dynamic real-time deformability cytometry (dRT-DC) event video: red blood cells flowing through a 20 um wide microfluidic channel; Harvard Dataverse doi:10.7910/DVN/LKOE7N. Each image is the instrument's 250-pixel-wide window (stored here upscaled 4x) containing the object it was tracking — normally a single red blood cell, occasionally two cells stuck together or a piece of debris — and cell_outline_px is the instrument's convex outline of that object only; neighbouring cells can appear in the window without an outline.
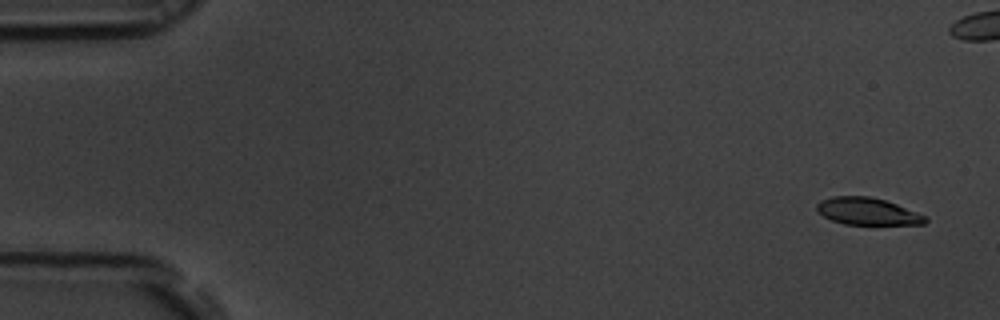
{"species": "common noctule bat (a hibernating species)", "species_latin": "Nyctalus noctula", "temperature_condition": "room temperature", "stored_images_in_passage": 56, "camera_frame_rate_fps": 3000, "um_per_image_px": 0.085, "animal": {"sex": "male", "body_mass_g": 19.5, "forearm_length_mm": 54.6}, "frame": {"image": 1, "passage_image": 3, "time_ms": 0.667, "image_size_px": [1000, 320], "cell_outline_px": [[928, 220], [924, 224], [844, 224], [832, 220], [824, 216], [816, 208], [816, 204], [820, 200], [832, 196], [868, 196], [884, 200], [896, 204], [928, 216]], "centroid_in_image_um": [73.74, 17.96], "position_along_channel_um": 11.3, "area_um2": 17.05}}
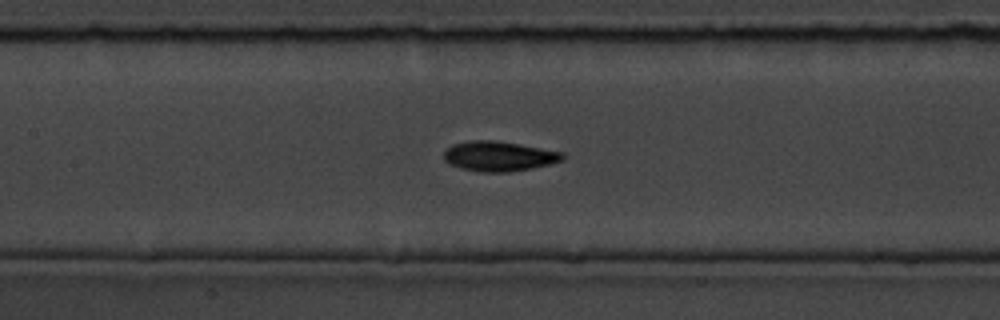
{"frame": {"image": 2, "passage_image": 26, "time_ms": 8.333, "image_size_px": [1000, 320], "cell_outline_px": [[564, 160], [532, 168], [508, 172], [480, 172], [460, 168], [448, 164], [444, 160], [444, 152], [452, 144], [468, 140], [496, 140], [564, 152]], "centroid_in_image_um": [42.38, 13.27], "position_along_channel_um": 165.0, "area_um2": 20.81}}
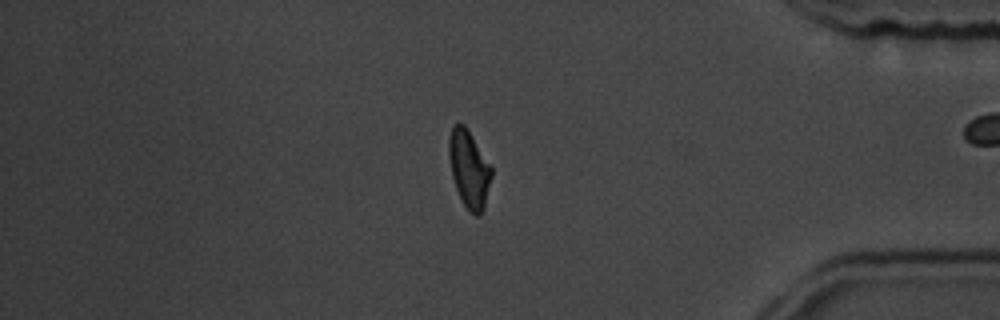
{"frame": {"image": 3, "passage_image": 47, "time_ms": 15.333, "image_size_px": [1000, 320], "cell_outline_px": [[492, 176], [484, 208], [480, 216], [476, 216], [468, 212], [456, 188], [452, 176], [448, 156], [448, 140], [452, 128], [456, 124], [464, 124], [468, 128], [492, 164]], "centroid_in_image_um": [39.89, 14.35], "position_along_channel_um": 395.3, "area_um2": 19.59}, "authors_computed_cell_mechanics": {"area_um2": 19.4786, "velocity_mm_per_s": 3.7162, "shape_relaxation_time_tau1_ms": 3.498, "shape_relaxation_time_tau2_ms": 2.1975, "deformation_change_tau1": 0.1589, "deformation_change_tau2": 0.0687}}